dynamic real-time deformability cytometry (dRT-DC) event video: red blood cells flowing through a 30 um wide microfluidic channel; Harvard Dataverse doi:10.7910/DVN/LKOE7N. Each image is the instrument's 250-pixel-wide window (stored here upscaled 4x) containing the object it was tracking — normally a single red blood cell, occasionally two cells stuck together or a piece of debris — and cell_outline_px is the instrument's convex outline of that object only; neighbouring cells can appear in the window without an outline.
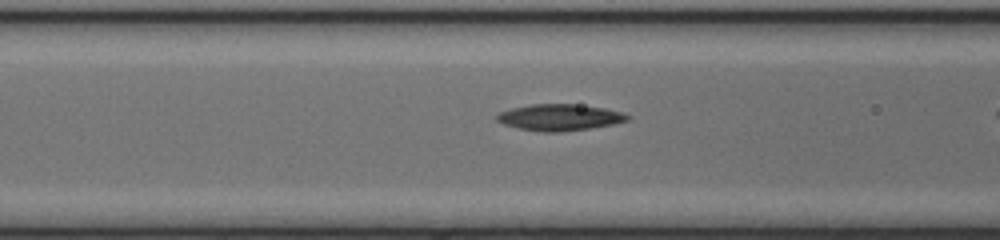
{"species": "common noctule bat (a hibernating species)", "species_latin": "Nyctalus noctula", "temperature_condition": "cold", "stored_images_in_passage": 27, "camera_frame_rate_fps": 3000, "um_per_image_px": 0.085, "animal": {"sex": "female", "body_mass_g": 17.0, "forearm_length_mm": 48.0}, "frame": {"image": 1, "passage_image": 7, "time_ms": 2.0, "image_size_px": [1000, 240], "cell_outline_px": [[628, 120], [612, 124], [592, 128], [560, 132], [544, 132], [520, 128], [504, 124], [496, 120], [496, 116], [500, 112], [512, 108], [532, 104], [572, 104], [604, 108], [624, 112], [628, 116]], "centroid_in_image_um": [47.57, 9.97], "position_along_channel_um": 119.0, "area_um2": 19.88}}
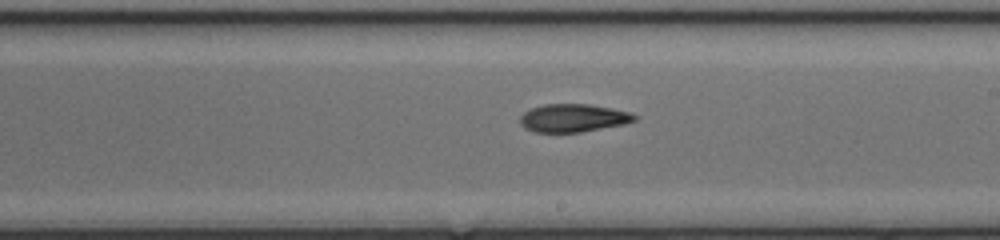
{"frame": {"image": 2, "passage_image": 16, "time_ms": 5.0, "image_size_px": [1000, 240], "cell_outline_px": [[636, 120], [624, 124], [580, 132], [536, 132], [524, 128], [520, 124], [520, 116], [524, 112], [532, 108], [544, 104], [588, 104], [612, 108], [632, 112], [636, 116]], "centroid_in_image_um": [48.72, 10.02], "position_along_channel_um": 240.3, "area_um2": 18.67}}
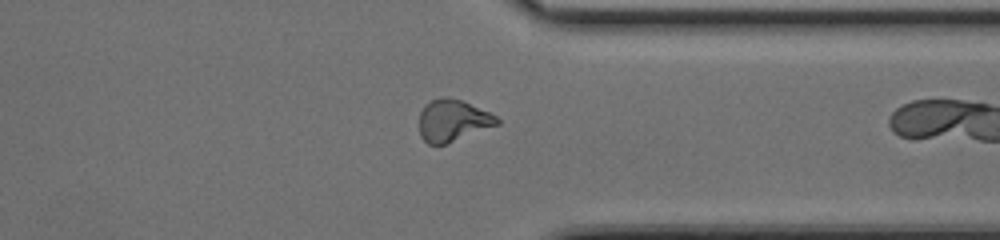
{"frame": {"image": 3, "passage_image": 26, "time_ms": 8.333, "image_size_px": [1000, 240], "cell_outline_px": [[500, 124], [444, 144], [428, 144], [420, 136], [420, 112], [424, 104], [432, 100], [444, 96], [448, 96], [464, 100], [496, 116], [500, 120]], "centroid_in_image_um": [38.48, 10.21], "position_along_channel_um": 372.9, "area_um2": 18.96}}